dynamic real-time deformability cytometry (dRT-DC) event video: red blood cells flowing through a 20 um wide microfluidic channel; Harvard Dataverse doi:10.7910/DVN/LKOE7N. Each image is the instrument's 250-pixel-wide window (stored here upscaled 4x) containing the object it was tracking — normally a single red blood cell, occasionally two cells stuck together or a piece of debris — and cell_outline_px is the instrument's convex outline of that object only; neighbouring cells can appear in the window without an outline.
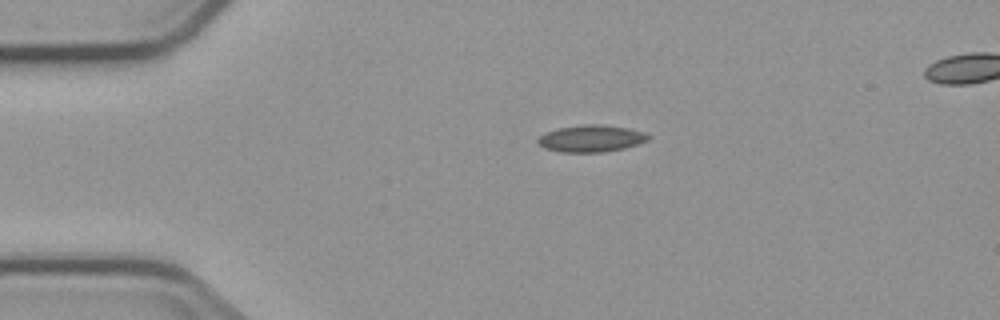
{"species": "common noctule bat (a hibernating species)", "species_latin": "Nyctalus noctula", "temperature_condition": "cold", "stored_images_in_passage": 5, "camera_frame_rate_fps": 3000, "um_per_image_px": 0.085, "animal": {"sex": "male", "body_mass_g": 23.1, "forearm_length_mm": 52.7}, "frame": {"image": 1, "passage_image": 5, "time_ms": 5.667, "image_size_px": [1000, 320], "cell_outline_px": [[652, 136], [648, 140], [624, 148], [604, 152], [560, 152], [544, 148], [536, 144], [536, 140], [544, 132], [556, 128], [584, 124], [604, 124], [628, 128], [644, 132]], "centroid_in_image_um": [50.21, 11.76], "position_along_channel_um": 34.8, "area_um2": 17.57}}